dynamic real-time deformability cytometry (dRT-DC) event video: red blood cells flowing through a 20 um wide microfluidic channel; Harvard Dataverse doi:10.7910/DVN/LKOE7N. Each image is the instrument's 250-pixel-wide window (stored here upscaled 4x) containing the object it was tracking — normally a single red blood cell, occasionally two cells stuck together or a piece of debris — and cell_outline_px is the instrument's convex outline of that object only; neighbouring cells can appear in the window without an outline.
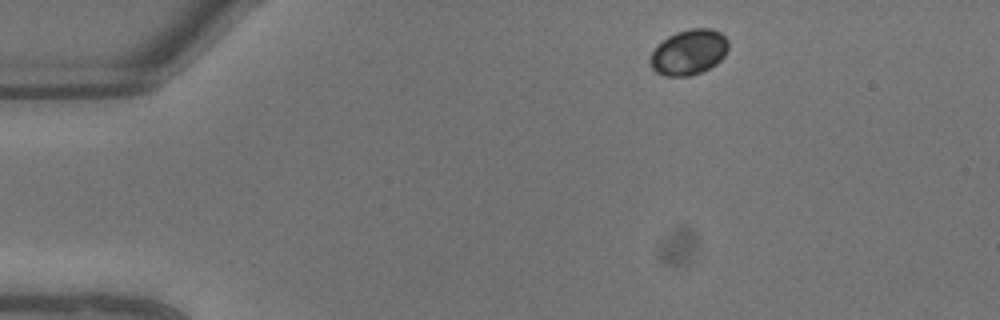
{"species": "common noctule bat (a hibernating species)", "species_latin": "Nyctalus noctula", "temperature_condition": "warm", "stored_images_in_passage": 7, "camera_frame_rate_fps": 3000, "um_per_image_px": 0.085, "animal": {"sex": "male", "body_mass_g": 13.3}, "frame": {"image": 1, "passage_image": 1, "time_ms": 0.0, "image_size_px": [1000, 320], "cell_outline_px": [[728, 48], [724, 56], [716, 64], [700, 72], [688, 76], [664, 76], [656, 72], [648, 64], [648, 60], [652, 52], [668, 36], [676, 32], [692, 28], [712, 28], [720, 32], [728, 40]], "centroid_in_image_um": [58.54, 4.44], "position_along_channel_um": 26.5, "area_um2": 20.63}}
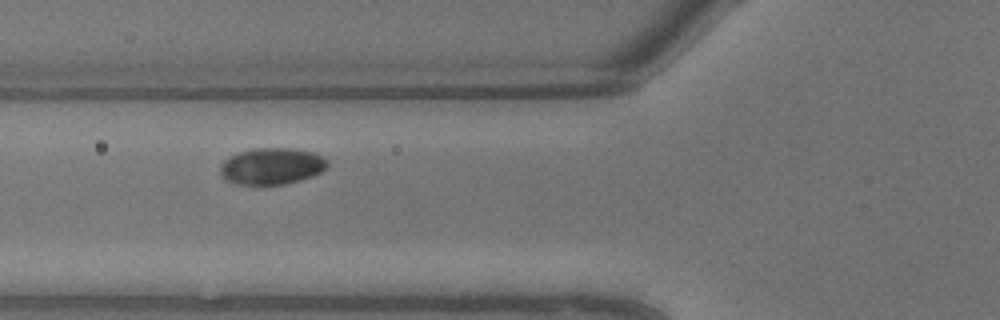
{"frame": {"image": 2, "passage_image": 6, "time_ms": 1.667, "image_size_px": [1000, 320], "cell_outline_px": [[328, 164], [320, 172], [312, 176], [300, 180], [284, 184], [236, 184], [224, 180], [220, 172], [220, 164], [224, 160], [240, 152], [256, 148], [288, 148], [316, 152], [324, 156], [328, 160]], "centroid_in_image_um": [23.11, 14.12], "position_along_channel_um": 102.7, "area_um2": 22.83}}
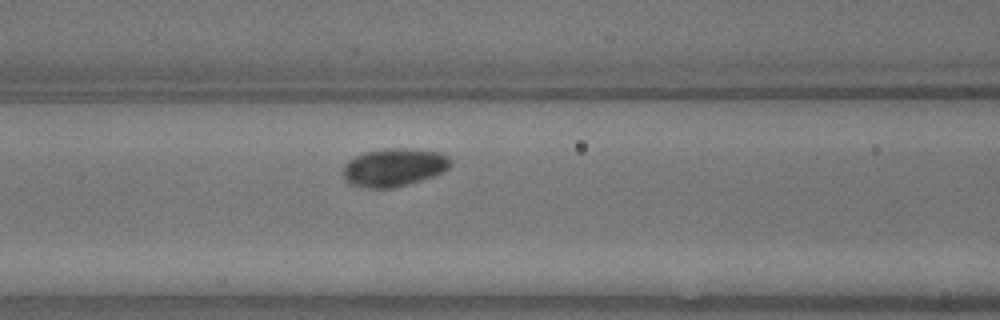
{"frame": {"image": 3, "passage_image": 7, "time_ms": 2.0, "image_size_px": [1000, 320], "cell_outline_px": [[452, 164], [448, 168], [432, 176], [408, 184], [392, 188], [368, 188], [352, 184], [344, 180], [344, 164], [348, 160], [364, 152], [384, 148], [416, 148], [440, 152], [448, 156], [452, 160]], "centroid_in_image_um": [33.5, 14.2], "position_along_channel_um": 133.1, "area_um2": 23.93}}